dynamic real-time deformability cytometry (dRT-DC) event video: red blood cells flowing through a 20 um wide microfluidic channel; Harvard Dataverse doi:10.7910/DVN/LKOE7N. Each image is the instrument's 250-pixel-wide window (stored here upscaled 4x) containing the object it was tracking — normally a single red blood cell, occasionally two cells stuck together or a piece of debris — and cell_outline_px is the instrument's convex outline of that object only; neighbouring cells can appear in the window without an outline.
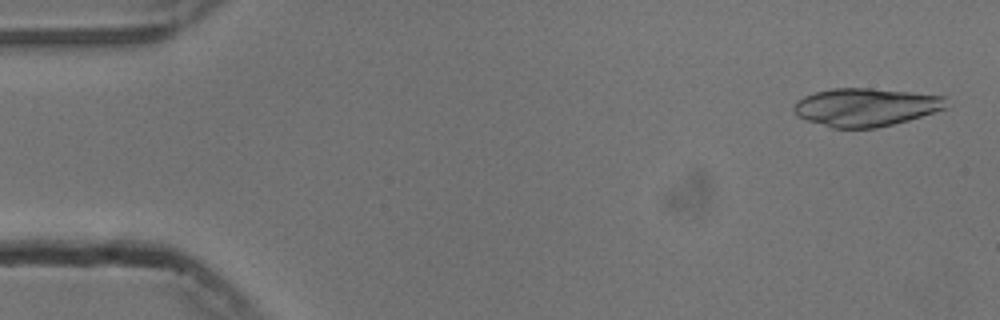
{"species": "common noctule bat (a hibernating species)", "species_latin": "Nyctalus noctula", "temperature_condition": "cold", "stored_images_in_passage": 18, "camera_frame_rate_fps": 3000, "um_per_image_px": 0.085, "animal": {"sex": "male", "body_mass_g": 13.3}, "frame": {"image": 1, "passage_image": 2, "time_ms": 0.333, "image_size_px": [1000, 320], "cell_outline_px": [[948, 108], [908, 120], [876, 128], [832, 128], [796, 116], [792, 112], [792, 108], [796, 100], [804, 96], [816, 92], [832, 88], [868, 88], [908, 92], [944, 96]], "centroid_in_image_um": [73.55, 9.11], "position_along_channel_um": 11.5, "area_um2": 33.81}}